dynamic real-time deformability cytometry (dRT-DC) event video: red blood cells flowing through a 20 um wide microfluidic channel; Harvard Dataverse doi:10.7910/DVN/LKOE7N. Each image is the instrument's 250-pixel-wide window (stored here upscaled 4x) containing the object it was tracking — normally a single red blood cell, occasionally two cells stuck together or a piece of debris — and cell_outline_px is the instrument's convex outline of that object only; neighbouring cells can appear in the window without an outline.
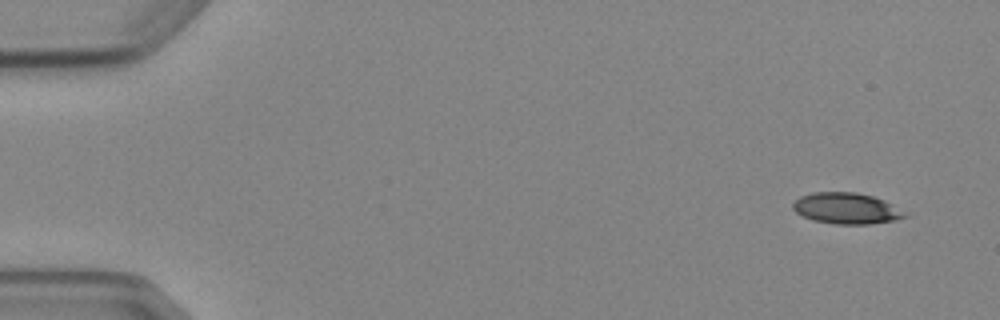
{"species": "Egyptian fruit bat (a non-hibernating species)", "species_latin": "Rousettus aegyptiacus", "temperature_condition": "cold", "stored_images_in_passage": 4, "camera_frame_rate_fps": 3000, "um_per_image_px": 0.085, "animal": {"sex": "female"}, "frame": {"image": 1, "passage_image": 1, "time_ms": 0.0, "image_size_px": [1000, 320], "cell_outline_px": [[908, 216], [896, 220], [868, 224], [836, 224], [812, 220], [796, 212], [792, 208], [792, 204], [800, 196], [812, 192], [856, 192], [872, 196], [884, 200]], "centroid_in_image_um": [71.89, 17.71], "position_along_channel_um": 13.1, "area_um2": 20.06}}